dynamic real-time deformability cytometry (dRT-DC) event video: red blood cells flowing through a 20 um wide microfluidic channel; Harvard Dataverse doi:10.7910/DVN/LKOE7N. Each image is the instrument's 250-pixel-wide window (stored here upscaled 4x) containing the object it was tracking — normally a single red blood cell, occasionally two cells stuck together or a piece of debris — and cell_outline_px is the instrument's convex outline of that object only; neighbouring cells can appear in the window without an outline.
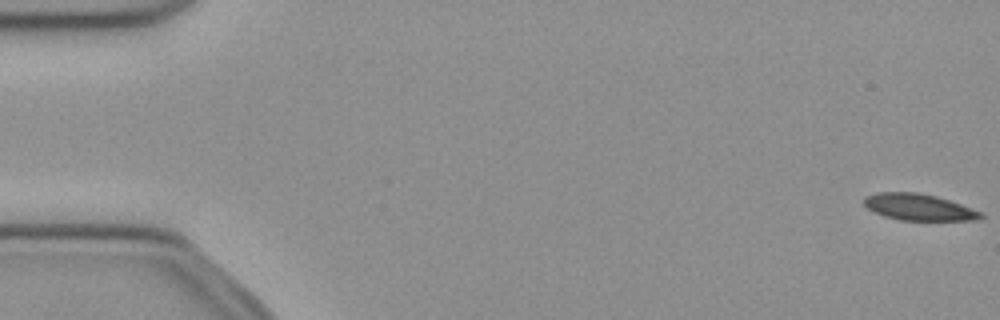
{"species": "common noctule bat (a hibernating species)", "species_latin": "Nyctalus noctula", "temperature_condition": "cold", "stored_images_in_passage": 52, "camera_frame_rate_fps": 3000, "um_per_image_px": 0.085, "animal": {"sex": "female", "body_mass_g": 21.9}, "frame": {"image": 1, "passage_image": 1, "time_ms": 0.0, "image_size_px": [1000, 320], "cell_outline_px": [[984, 216], [976, 220], [900, 220], [884, 216], [868, 208], [864, 204], [864, 196], [876, 192], [916, 192], [936, 196], [984, 212]], "centroid_in_image_um": [78.1, 17.6], "position_along_channel_um": 6.9, "area_um2": 17.98}}
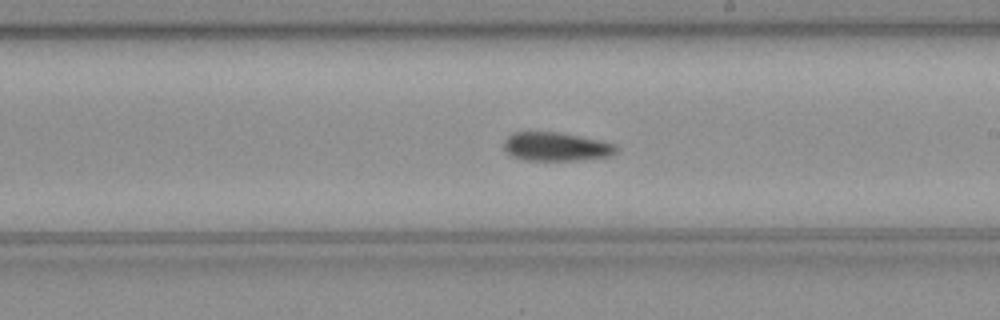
{"frame": {"image": 2, "passage_image": 30, "time_ms": 9.667, "image_size_px": [1000, 320], "cell_outline_px": [[620, 148], [612, 156], [580, 160], [524, 160], [508, 156], [504, 152], [504, 140], [512, 132], [560, 132], [600, 140], [616, 144]], "centroid_in_image_um": [47.26, 12.47], "position_along_channel_um": 241.7, "area_um2": 19.19}}
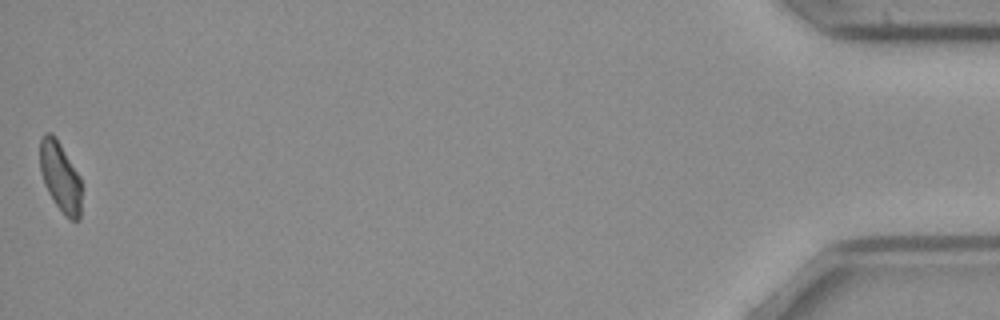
{"frame": {"image": 3, "passage_image": 52, "time_ms": 17.0, "image_size_px": [1000, 320], "cell_outline_px": [[80, 220], [72, 220], [64, 216], [48, 192], [44, 184], [40, 172], [40, 140], [44, 132], [52, 132], [56, 136], [80, 176]], "centroid_in_image_um": [5.1, 14.99], "position_along_channel_um": 430.1, "area_um2": 16.99}, "authors_computed_cell_mechanics": {"area_um2": 18.9295, "velocity_mm_per_s": 3.9629, "shape_relaxation_time_tau1_ms": 6.1934, "shape_relaxation_time_tau2_ms": null, "deformation_change_tau1": 0.1392, "deformation_change_tau2": null}}